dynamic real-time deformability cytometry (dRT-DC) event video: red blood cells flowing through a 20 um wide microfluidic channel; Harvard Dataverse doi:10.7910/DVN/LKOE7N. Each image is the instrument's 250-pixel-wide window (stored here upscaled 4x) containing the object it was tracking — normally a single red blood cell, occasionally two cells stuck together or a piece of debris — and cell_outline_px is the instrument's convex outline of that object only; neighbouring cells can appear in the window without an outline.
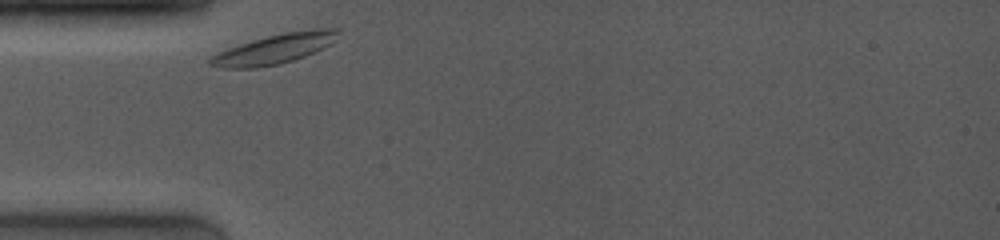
{"species": "common noctule bat (a hibernating species)", "species_latin": "Nyctalus noctula", "temperature_condition": "room temperature", "stored_images_in_passage": 2, "camera_frame_rate_fps": 4000, "um_per_image_px": 0.085, "animal": {"sex": "female", "body_mass_g": 19.0, "forearm_length_mm": 53.3}, "frame": {"image": 1, "passage_image": 1, "time_ms": 0.0, "image_size_px": [1000, 240], "cell_outline_px": [[340, 28], [336, 40], [304, 56], [280, 64], [256, 68], [224, 68], [208, 64], [208, 60], [212, 56], [228, 48], [252, 40], [284, 32], [320, 28]], "centroid_in_image_um": [23.33, 4.15], "position_along_channel_um": 61.7, "area_um2": 21.79}}